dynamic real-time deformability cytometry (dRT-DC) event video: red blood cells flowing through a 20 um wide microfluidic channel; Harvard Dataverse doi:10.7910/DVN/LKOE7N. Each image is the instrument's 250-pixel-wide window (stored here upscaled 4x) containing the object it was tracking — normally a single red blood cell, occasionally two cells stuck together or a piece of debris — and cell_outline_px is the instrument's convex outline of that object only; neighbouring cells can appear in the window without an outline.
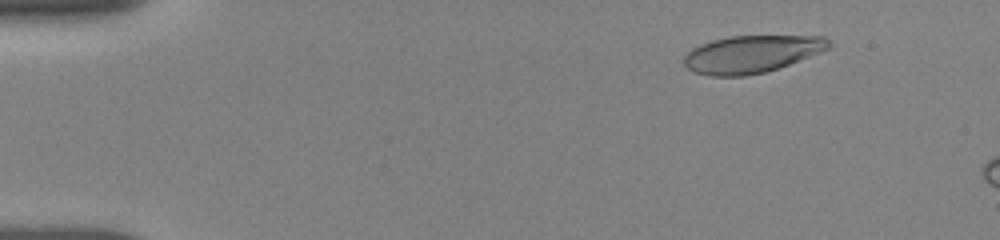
{"species": "human", "species_latin": "Homo sapiens", "temperature_condition": "room temperature", "stored_images_in_passage": 10, "camera_frame_rate_fps": 3000, "um_per_image_px": 0.085, "donor": {"sex": "female"}, "frame": {"image": 1, "passage_image": 5, "time_ms": 2.0, "image_size_px": [1000, 240], "cell_outline_px": [[832, 48], [788, 64], [764, 72], [744, 76], [708, 76], [696, 72], [688, 68], [684, 64], [684, 56], [692, 48], [700, 44], [712, 40], [728, 36], [824, 36], [832, 44]], "centroid_in_image_um": [63.89, 4.59], "position_along_channel_um": 21.1, "area_um2": 31.44}}